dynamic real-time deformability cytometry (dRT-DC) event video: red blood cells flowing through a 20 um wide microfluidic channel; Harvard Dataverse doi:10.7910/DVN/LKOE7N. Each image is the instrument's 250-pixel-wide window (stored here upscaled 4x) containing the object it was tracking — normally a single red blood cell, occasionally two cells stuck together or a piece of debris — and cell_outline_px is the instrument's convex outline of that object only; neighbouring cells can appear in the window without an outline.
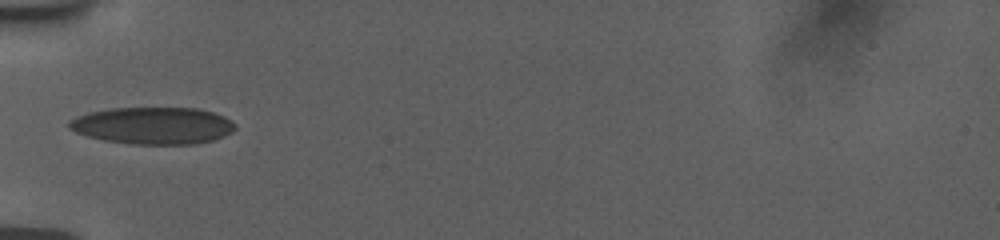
{"species": "human", "species_latin": "Homo sapiens", "temperature_condition": "room temperature", "stored_images_in_passage": 36, "camera_frame_rate_fps": 3000, "um_per_image_px": 0.085, "donor": {"sex": "female"}, "frame": {"image": 1, "passage_image": 1, "time_ms": 0.0, "image_size_px": [1000, 240], "cell_outline_px": [[236, 128], [232, 132], [224, 136], [212, 140], [196, 144], [132, 144], [104, 140], [88, 136], [76, 132], [68, 128], [68, 120], [76, 116], [88, 112], [112, 108], [196, 108], [212, 112], [224, 116], [232, 120], [236, 124]], "centroid_in_image_um": [13.0, 10.67], "position_along_channel_um": 72.0, "area_um2": 36.01}}
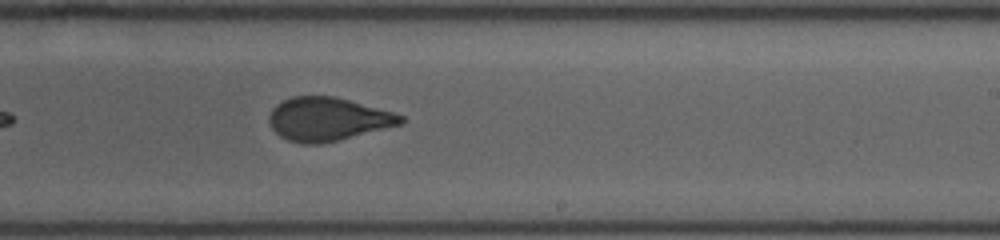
{"frame": {"image": 2, "passage_image": 16, "time_ms": 5.0, "image_size_px": [1000, 240], "cell_outline_px": [[404, 124], [340, 140], [320, 144], [304, 144], [288, 140], [280, 136], [272, 128], [268, 120], [268, 116], [272, 108], [276, 104], [292, 96], [332, 96], [348, 100], [392, 112], [404, 116]], "centroid_in_image_um": [27.85, 10.14], "position_along_channel_um": 261.1, "area_um2": 33.29}}
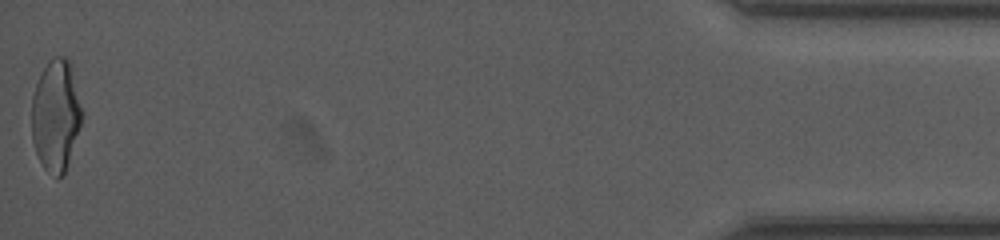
{"frame": {"image": 3, "passage_image": 36, "time_ms": 11.667, "image_size_px": [1000, 240], "cell_outline_px": [[80, 124], [68, 164], [64, 172], [60, 176], [56, 176], [48, 172], [44, 168], [36, 152], [32, 140], [32, 96], [40, 72], [48, 60], [52, 56], [64, 56], [68, 60], [80, 108]], "centroid_in_image_um": [4.69, 9.8], "position_along_channel_um": 430.5, "area_um2": 31.73}, "authors_computed_cell_mechanics": {"area_um2": 33.524, "velocity_mm_per_s": 3.7916, "shape_relaxation_time_tau1_ms": 7.441, "shape_relaxation_time_tau2_ms": 0.9032, "deformation_change_tau1": 0.2138, "deformation_change_tau2": 0.0746}}